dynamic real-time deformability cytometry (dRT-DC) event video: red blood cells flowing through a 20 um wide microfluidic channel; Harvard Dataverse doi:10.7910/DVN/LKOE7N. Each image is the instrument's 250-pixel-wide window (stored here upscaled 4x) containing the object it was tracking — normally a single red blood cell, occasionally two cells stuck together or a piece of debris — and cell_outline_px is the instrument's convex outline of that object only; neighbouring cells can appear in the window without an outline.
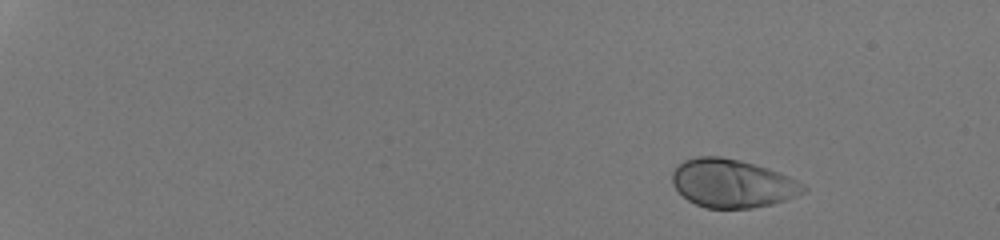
{"species": "human", "species_latin": "Homo sapiens", "temperature_condition": "room temperature", "stored_images_in_passage": 46, "camera_frame_rate_fps": 3000, "um_per_image_px": 0.085, "donor": {"sex": "male"}, "frame": {"image": 1, "passage_image": 1, "time_ms": 0.0, "image_size_px": [1000, 240], "cell_outline_px": [[808, 188], [804, 192], [784, 200], [772, 204], [752, 208], [704, 208], [688, 200], [672, 184], [672, 172], [684, 160], [696, 156], [720, 156], [740, 160], [768, 168], [788, 176], [804, 184]], "centroid_in_image_um": [62.24, 15.58], "position_along_channel_um": 22.8, "area_um2": 36.82}}
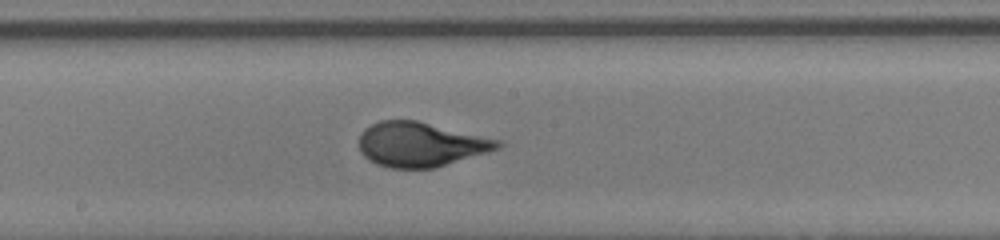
{"frame": {"image": 2, "passage_image": 27, "time_ms": 8.667, "image_size_px": [1000, 240], "cell_outline_px": [[504, 144], [500, 148], [488, 152], [432, 168], [388, 168], [376, 164], [368, 160], [360, 152], [360, 132], [364, 128], [380, 120], [416, 120], [504, 140]], "centroid_in_image_um": [35.76, 12.26], "position_along_channel_um": 212.4, "area_um2": 36.18}}
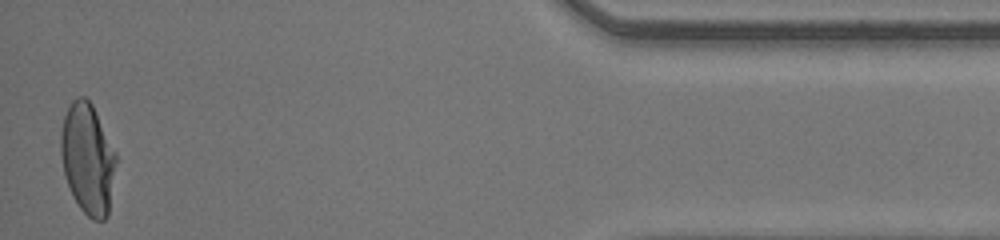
{"frame": {"image": 3, "passage_image": 46, "time_ms": 15.0, "image_size_px": [1000, 240], "cell_outline_px": [[116, 160], [108, 216], [104, 220], [92, 220], [80, 208], [72, 196], [64, 172], [60, 152], [60, 132], [64, 116], [72, 100], [76, 96], [84, 96], [92, 104], [116, 152]], "centroid_in_image_um": [7.44, 13.48], "position_along_channel_um": 427.8, "area_um2": 35.6}, "authors_computed_cell_mechanics": {"area_um2": 35.6337, "velocity_mm_per_s": 4.2499, "shape_relaxation_time_tau1_ms": 4.4234, "shape_relaxation_time_tau2_ms": null, "deformation_change_tau1": 0.2314, "deformation_change_tau2": null}}